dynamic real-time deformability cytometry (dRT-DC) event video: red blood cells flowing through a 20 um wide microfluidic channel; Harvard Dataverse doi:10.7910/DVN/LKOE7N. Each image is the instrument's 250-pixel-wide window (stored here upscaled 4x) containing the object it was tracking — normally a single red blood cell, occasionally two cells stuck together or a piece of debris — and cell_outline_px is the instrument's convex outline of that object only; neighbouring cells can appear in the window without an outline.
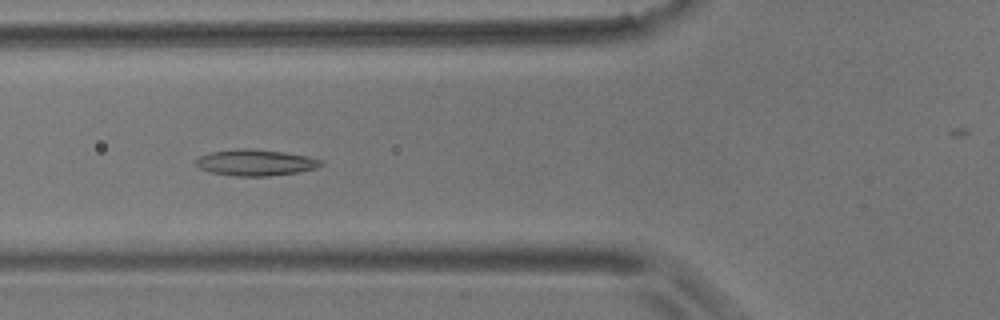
{"species": "common noctule bat (a hibernating species)", "species_latin": "Nyctalus noctula", "temperature_condition": "room temperature", "stored_images_in_passage": 53, "camera_frame_rate_fps": 3000, "um_per_image_px": 0.085, "animal": {"sex": "male", "body_mass_g": 17.9}, "frame": {"image": 1, "passage_image": 17, "time_ms": 5.333, "image_size_px": [1000, 320], "cell_outline_px": [[324, 164], [316, 168], [296, 172], [268, 176], [236, 176], [212, 172], [200, 168], [196, 164], [196, 160], [200, 156], [212, 152], [236, 148], [248, 148], [284, 152], [308, 156], [320, 160]], "centroid_in_image_um": [21.73, 13.81], "position_along_channel_um": 104.1, "area_um2": 18.9}}
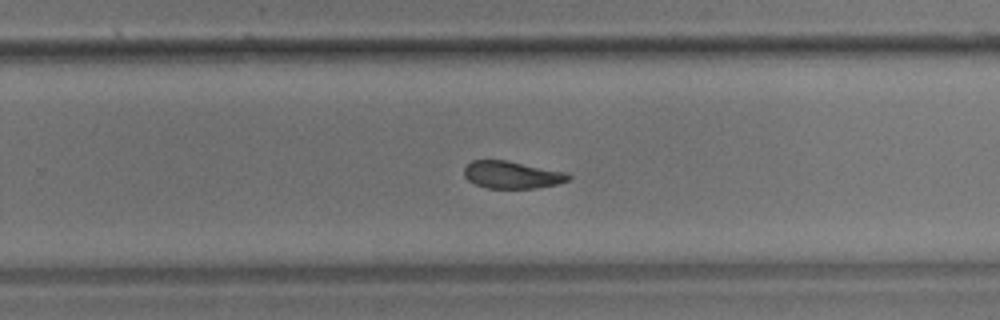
{"frame": {"image": 2, "passage_image": 32, "time_ms": 10.333, "image_size_px": [1000, 320], "cell_outline_px": [[572, 176], [568, 180], [556, 184], [536, 188], [488, 188], [476, 184], [468, 180], [464, 176], [464, 168], [472, 160], [504, 160], [568, 172]], "centroid_in_image_um": [43.52, 14.86], "position_along_channel_um": 286.3, "area_um2": 16.53}}
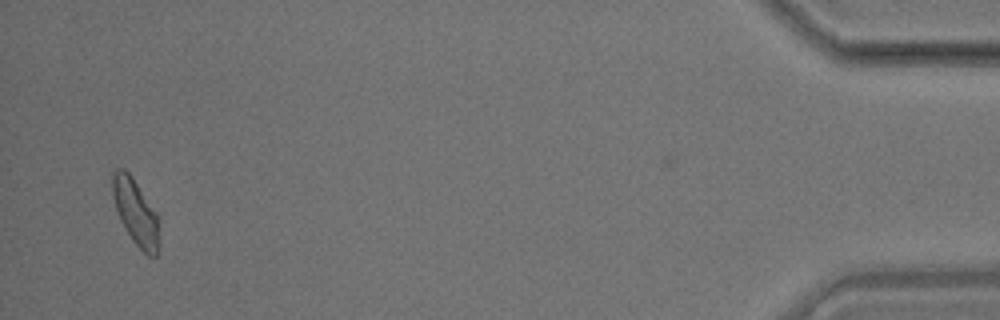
{"frame": {"image": 3, "passage_image": 50, "time_ms": 16.333, "image_size_px": [1000, 320], "cell_outline_px": [[160, 248], [156, 256], [148, 256], [132, 240], [120, 220], [116, 208], [112, 192], [112, 172], [116, 168], [124, 168], [132, 176], [156, 212], [160, 240]], "centroid_in_image_um": [11.54, 18.04], "position_along_channel_um": 423.7, "area_um2": 17.92}, "authors_computed_cell_mechanics": {"area_um2": 17.9758, "velocity_mm_per_s": 3.6489, "shape_relaxation_time_tau1_ms": 8.1997, "shape_relaxation_time_tau2_ms": 3.4882, "deformation_change_tau1": 0.1455, "deformation_change_tau2": 0.0966}}